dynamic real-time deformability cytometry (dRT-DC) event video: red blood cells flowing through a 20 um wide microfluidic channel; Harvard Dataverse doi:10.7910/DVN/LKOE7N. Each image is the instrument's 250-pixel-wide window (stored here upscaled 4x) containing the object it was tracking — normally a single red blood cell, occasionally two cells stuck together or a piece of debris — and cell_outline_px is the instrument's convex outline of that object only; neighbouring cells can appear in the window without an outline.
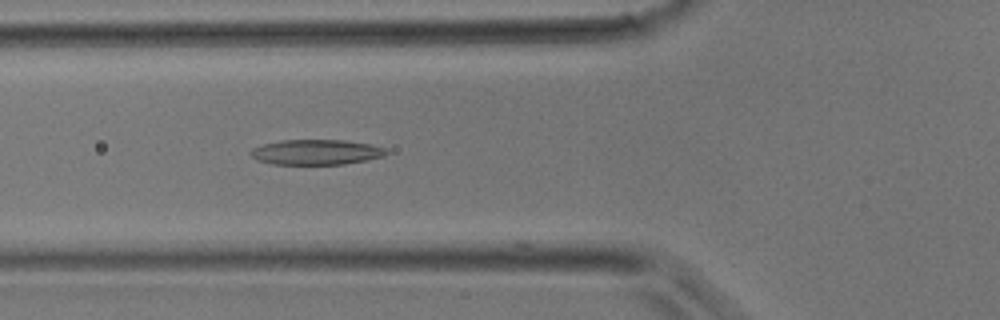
{"species": "common noctule bat (a hibernating species)", "species_latin": "Nyctalus noctula", "temperature_condition": "room temperature", "stored_images_in_passage": 34, "segment_of_instrument_passage": [1, 2], "camera_frame_rate_fps": 3000, "um_per_image_px": 0.085, "animal": {"sex": "male", "body_mass_g": 17.9}, "frame": {"image": 1, "passage_image": 8, "time_ms": 2.333, "image_size_px": [1000, 320], "cell_outline_px": [[388, 152], [384, 156], [344, 164], [272, 164], [256, 160], [248, 152], [252, 148], [264, 144], [280, 140], [344, 140], [372, 144], [384, 148]], "centroid_in_image_um": [26.84, 12.93], "position_along_channel_um": 99.0, "area_um2": 19.88}}
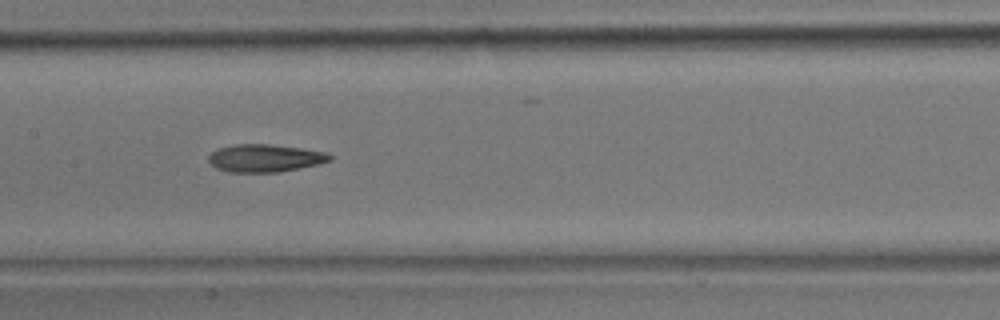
{"frame": {"image": 2, "passage_image": 13, "time_ms": 4.0, "image_size_px": [1000, 320], "cell_outline_px": [[332, 160], [316, 164], [280, 172], [228, 172], [216, 168], [208, 160], [208, 156], [212, 152], [220, 148], [236, 144], [268, 144], [300, 148], [324, 152], [332, 156]], "centroid_in_image_um": [22.49, 13.44], "position_along_channel_um": 184.9, "area_um2": 19.31}}
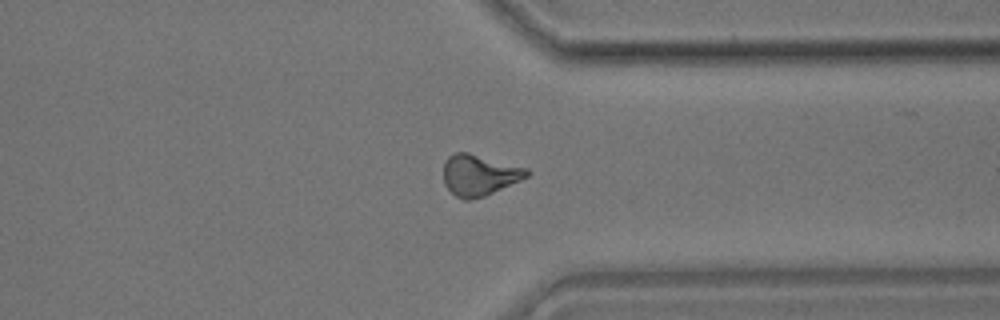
{"frame": {"image": 3, "passage_image": 24, "time_ms": 7.667, "image_size_px": [1000, 320], "cell_outline_px": [[532, 172], [528, 176], [520, 180], [484, 196], [468, 200], [464, 200], [456, 196], [444, 184], [444, 164], [448, 156], [456, 152], [468, 152], [528, 168]], "centroid_in_image_um": [40.75, 14.86], "position_along_channel_um": 370.7, "area_um2": 19.83}}